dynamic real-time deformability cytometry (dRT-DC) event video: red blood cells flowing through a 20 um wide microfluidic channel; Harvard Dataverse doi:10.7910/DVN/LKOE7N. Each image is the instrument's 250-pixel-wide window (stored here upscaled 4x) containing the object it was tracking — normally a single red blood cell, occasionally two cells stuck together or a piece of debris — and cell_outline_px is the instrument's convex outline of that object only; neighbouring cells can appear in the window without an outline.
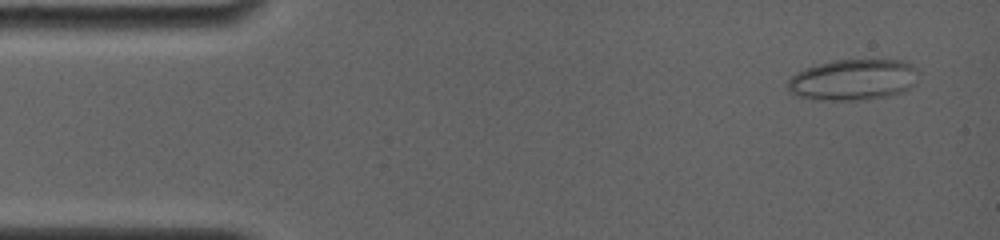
{"species": "common noctule bat (a hibernating species)", "species_latin": "Nyctalus noctula", "temperature_condition": "room temperature", "stored_images_in_passage": 10, "camera_frame_rate_fps": 4000, "um_per_image_px": 0.085, "animal": {"sex": "female", "body_mass_g": 19.0, "forearm_length_mm": 56.7}, "frame": {"image": 1, "passage_image": 2, "time_ms": 0.75, "image_size_px": [1000, 240], "cell_outline_px": [[920, 72], [916, 84], [904, 92], [888, 96], [852, 100], [824, 100], [796, 96], [788, 92], [788, 80], [796, 72], [804, 68], [832, 60], [904, 60], [912, 64]], "centroid_in_image_um": [72.55, 6.77], "position_along_channel_um": 12.4, "area_um2": 31.62}}
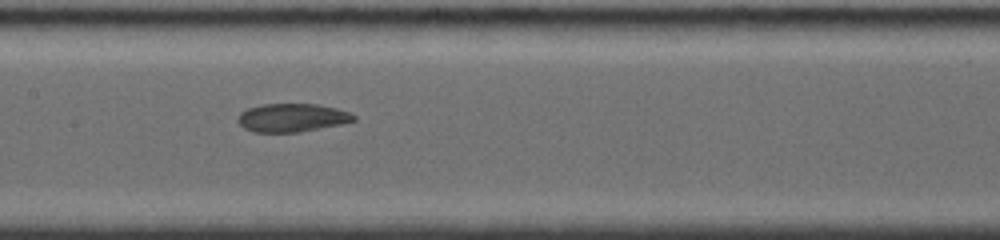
{"frame": {"image": 2, "passage_image": 9, "time_ms": 7.75, "image_size_px": [1000, 240], "cell_outline_px": [[356, 120], [340, 124], [300, 132], [252, 132], [244, 128], [236, 120], [236, 116], [240, 112], [248, 108], [264, 104], [320, 104], [336, 108], [348, 112], [356, 116]], "centroid_in_image_um": [24.79, 10.0], "position_along_channel_um": 182.6, "area_um2": 19.19}}
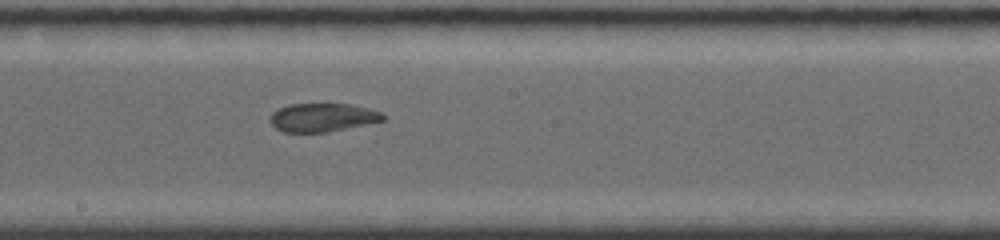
{"frame": {"image": 3, "passage_image": 10, "time_ms": 8.75, "image_size_px": [1000, 240], "cell_outline_px": [[388, 116], [384, 120], [328, 132], [284, 132], [276, 128], [272, 124], [272, 112], [288, 104], [352, 104], [368, 108], [380, 112]], "centroid_in_image_um": [27.45, 9.98], "position_along_channel_um": 220.7, "area_um2": 18.55}}